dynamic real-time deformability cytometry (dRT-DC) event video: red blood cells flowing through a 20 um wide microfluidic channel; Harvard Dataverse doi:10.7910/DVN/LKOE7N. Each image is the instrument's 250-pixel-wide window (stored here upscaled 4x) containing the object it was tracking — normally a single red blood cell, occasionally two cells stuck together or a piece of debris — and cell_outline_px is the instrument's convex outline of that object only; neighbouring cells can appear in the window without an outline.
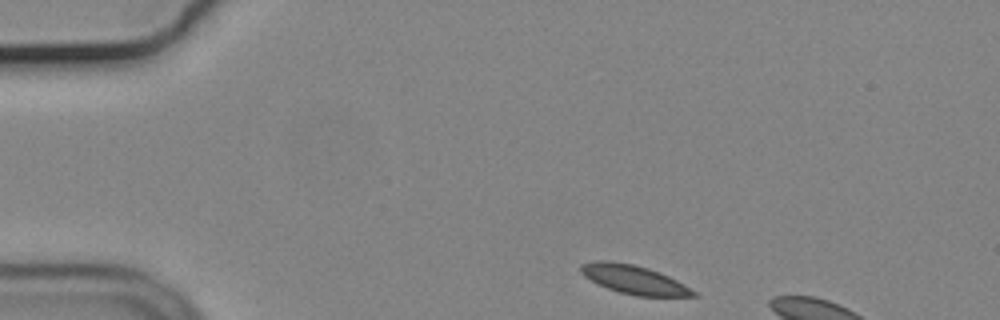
{"species": "common noctule bat (a hibernating species)", "species_latin": "Nyctalus noctula", "temperature_condition": "cold", "stored_images_in_passage": 5, "camera_frame_rate_fps": 3000, "um_per_image_px": 0.085, "animal": {"sex": "male", "body_mass_g": 19.2, "forearm_length_mm": 51.8}, "frame": {"image": 1, "passage_image": 1, "time_ms": 0.0, "image_size_px": [1000, 320], "cell_outline_px": [[700, 296], [636, 296], [620, 292], [608, 288], [584, 276], [580, 272], [580, 264], [596, 260], [608, 260], [632, 264], [648, 268], [660, 272], [684, 284], [696, 292]], "centroid_in_image_um": [53.89, 23.75], "position_along_channel_um": 31.1, "area_um2": 18.73}}